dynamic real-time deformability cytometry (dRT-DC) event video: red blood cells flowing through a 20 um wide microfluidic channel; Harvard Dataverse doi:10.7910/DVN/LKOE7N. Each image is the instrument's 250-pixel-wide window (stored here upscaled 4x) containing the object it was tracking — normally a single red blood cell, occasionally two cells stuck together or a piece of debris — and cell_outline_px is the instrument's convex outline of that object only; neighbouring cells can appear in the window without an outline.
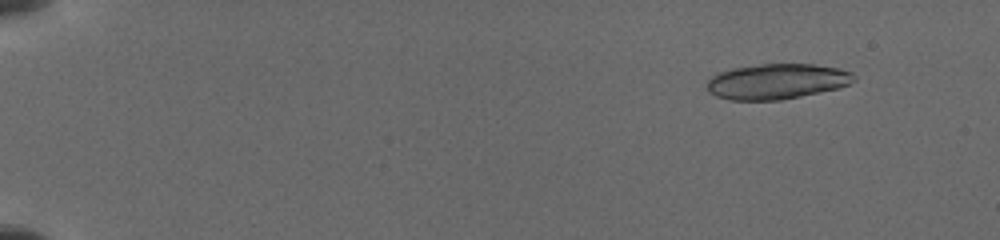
{"species": "common noctule bat (a hibernating species)", "species_latin": "Nyctalus noctula", "temperature_condition": "cold", "stored_images_in_passage": 12, "camera_frame_rate_fps": 3000, "um_per_image_px": 0.085, "animal": {"sex": "female", "body_mass_g": 19.5, "forearm_length_mm": 54.1}, "frame": {"image": 1, "passage_image": 4, "time_ms": 1.667, "image_size_px": [1000, 240], "cell_outline_px": [[856, 80], [848, 84], [836, 88], [800, 96], [780, 100], [728, 100], [716, 96], [708, 92], [708, 80], [716, 72], [732, 68], [760, 64], [812, 64], [840, 68], [852, 72], [856, 76]], "centroid_in_image_um": [66.01, 6.91], "position_along_channel_um": 19.0, "area_um2": 30.35}}